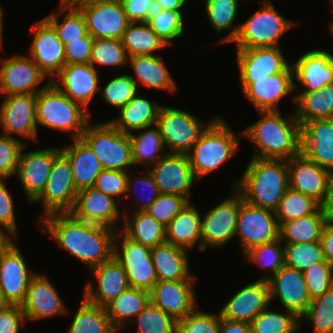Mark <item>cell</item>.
Listing matches in <instances>:
<instances>
[{
	"label": "cell",
	"mask_w": 333,
	"mask_h": 333,
	"mask_svg": "<svg viewBox=\"0 0 333 333\" xmlns=\"http://www.w3.org/2000/svg\"><path fill=\"white\" fill-rule=\"evenodd\" d=\"M201 220L198 209L188 202L166 227V242L187 251L200 242L202 251Z\"/></svg>",
	"instance_id": "836d02e7"
},
{
	"label": "cell",
	"mask_w": 333,
	"mask_h": 333,
	"mask_svg": "<svg viewBox=\"0 0 333 333\" xmlns=\"http://www.w3.org/2000/svg\"><path fill=\"white\" fill-rule=\"evenodd\" d=\"M279 230L274 211L248 204L241 196L235 236L241 239L243 253L256 245L279 239Z\"/></svg>",
	"instance_id": "8fae6325"
},
{
	"label": "cell",
	"mask_w": 333,
	"mask_h": 333,
	"mask_svg": "<svg viewBox=\"0 0 333 333\" xmlns=\"http://www.w3.org/2000/svg\"><path fill=\"white\" fill-rule=\"evenodd\" d=\"M31 32L34 33V38L29 56L46 77L55 78L66 64L65 46L45 18L34 23Z\"/></svg>",
	"instance_id": "ac0fdd59"
},
{
	"label": "cell",
	"mask_w": 333,
	"mask_h": 333,
	"mask_svg": "<svg viewBox=\"0 0 333 333\" xmlns=\"http://www.w3.org/2000/svg\"><path fill=\"white\" fill-rule=\"evenodd\" d=\"M328 222L326 214L319 207L313 214L284 222L280 225L279 239L284 244L320 241L322 230Z\"/></svg>",
	"instance_id": "f35d334b"
},
{
	"label": "cell",
	"mask_w": 333,
	"mask_h": 333,
	"mask_svg": "<svg viewBox=\"0 0 333 333\" xmlns=\"http://www.w3.org/2000/svg\"><path fill=\"white\" fill-rule=\"evenodd\" d=\"M295 117L302 126L305 122L316 119L333 118V83L320 90L300 92L293 97Z\"/></svg>",
	"instance_id": "8d00e7d4"
},
{
	"label": "cell",
	"mask_w": 333,
	"mask_h": 333,
	"mask_svg": "<svg viewBox=\"0 0 333 333\" xmlns=\"http://www.w3.org/2000/svg\"><path fill=\"white\" fill-rule=\"evenodd\" d=\"M294 69L290 64L283 72L262 79H240L245 96L259 112L279 111L280 99L297 89L294 83Z\"/></svg>",
	"instance_id": "9a60e30c"
},
{
	"label": "cell",
	"mask_w": 333,
	"mask_h": 333,
	"mask_svg": "<svg viewBox=\"0 0 333 333\" xmlns=\"http://www.w3.org/2000/svg\"><path fill=\"white\" fill-rule=\"evenodd\" d=\"M187 0H154L156 9L181 11Z\"/></svg>",
	"instance_id": "8c879c8a"
},
{
	"label": "cell",
	"mask_w": 333,
	"mask_h": 333,
	"mask_svg": "<svg viewBox=\"0 0 333 333\" xmlns=\"http://www.w3.org/2000/svg\"><path fill=\"white\" fill-rule=\"evenodd\" d=\"M262 279L268 281L270 302L278 297L283 308L299 318L306 312L311 299L303 272L284 265L275 274H266Z\"/></svg>",
	"instance_id": "2e32d148"
},
{
	"label": "cell",
	"mask_w": 333,
	"mask_h": 333,
	"mask_svg": "<svg viewBox=\"0 0 333 333\" xmlns=\"http://www.w3.org/2000/svg\"><path fill=\"white\" fill-rule=\"evenodd\" d=\"M329 26H330V27H329V28H330V31H332V34H333V22H332L331 24L329 23ZM332 58H333V55H332Z\"/></svg>",
	"instance_id": "b9fcfbb0"
},
{
	"label": "cell",
	"mask_w": 333,
	"mask_h": 333,
	"mask_svg": "<svg viewBox=\"0 0 333 333\" xmlns=\"http://www.w3.org/2000/svg\"><path fill=\"white\" fill-rule=\"evenodd\" d=\"M188 202L189 201L182 196L160 194L146 212L160 224L167 227Z\"/></svg>",
	"instance_id": "680465c9"
},
{
	"label": "cell",
	"mask_w": 333,
	"mask_h": 333,
	"mask_svg": "<svg viewBox=\"0 0 333 333\" xmlns=\"http://www.w3.org/2000/svg\"><path fill=\"white\" fill-rule=\"evenodd\" d=\"M303 274L311 300L324 294L333 285V266L327 261L314 263Z\"/></svg>",
	"instance_id": "6f0895ef"
},
{
	"label": "cell",
	"mask_w": 333,
	"mask_h": 333,
	"mask_svg": "<svg viewBox=\"0 0 333 333\" xmlns=\"http://www.w3.org/2000/svg\"><path fill=\"white\" fill-rule=\"evenodd\" d=\"M91 270L98 281V289H95L92 283L88 282L85 287L84 298L94 305L105 308L129 287L126 272L114 256L110 260L91 268Z\"/></svg>",
	"instance_id": "f1b7e54d"
},
{
	"label": "cell",
	"mask_w": 333,
	"mask_h": 333,
	"mask_svg": "<svg viewBox=\"0 0 333 333\" xmlns=\"http://www.w3.org/2000/svg\"><path fill=\"white\" fill-rule=\"evenodd\" d=\"M4 60V61H3ZM0 58V95L37 94L36 89L47 78L30 56Z\"/></svg>",
	"instance_id": "e0dca14e"
},
{
	"label": "cell",
	"mask_w": 333,
	"mask_h": 333,
	"mask_svg": "<svg viewBox=\"0 0 333 333\" xmlns=\"http://www.w3.org/2000/svg\"><path fill=\"white\" fill-rule=\"evenodd\" d=\"M63 13L64 20L60 23ZM45 19L53 26L64 46L67 45V41L79 40L88 33L83 14L72 3H61L59 10L46 16Z\"/></svg>",
	"instance_id": "ee69618b"
},
{
	"label": "cell",
	"mask_w": 333,
	"mask_h": 333,
	"mask_svg": "<svg viewBox=\"0 0 333 333\" xmlns=\"http://www.w3.org/2000/svg\"><path fill=\"white\" fill-rule=\"evenodd\" d=\"M220 320L219 312L212 314L195 309L177 321V333H220Z\"/></svg>",
	"instance_id": "9f6ffc18"
},
{
	"label": "cell",
	"mask_w": 333,
	"mask_h": 333,
	"mask_svg": "<svg viewBox=\"0 0 333 333\" xmlns=\"http://www.w3.org/2000/svg\"><path fill=\"white\" fill-rule=\"evenodd\" d=\"M148 170L161 194L182 196L191 202V187L198 179L187 154L167 153Z\"/></svg>",
	"instance_id": "5bb4252c"
},
{
	"label": "cell",
	"mask_w": 333,
	"mask_h": 333,
	"mask_svg": "<svg viewBox=\"0 0 333 333\" xmlns=\"http://www.w3.org/2000/svg\"><path fill=\"white\" fill-rule=\"evenodd\" d=\"M302 319L311 321L313 333H333V285L324 294L311 300L300 322Z\"/></svg>",
	"instance_id": "7dc6e473"
},
{
	"label": "cell",
	"mask_w": 333,
	"mask_h": 333,
	"mask_svg": "<svg viewBox=\"0 0 333 333\" xmlns=\"http://www.w3.org/2000/svg\"><path fill=\"white\" fill-rule=\"evenodd\" d=\"M270 304L269 284L265 279L244 286L221 308L223 319L251 323Z\"/></svg>",
	"instance_id": "cb8c5ba5"
},
{
	"label": "cell",
	"mask_w": 333,
	"mask_h": 333,
	"mask_svg": "<svg viewBox=\"0 0 333 333\" xmlns=\"http://www.w3.org/2000/svg\"><path fill=\"white\" fill-rule=\"evenodd\" d=\"M289 188L311 196L320 205L327 191L330 171L310 161L302 153L287 160Z\"/></svg>",
	"instance_id": "4316f807"
},
{
	"label": "cell",
	"mask_w": 333,
	"mask_h": 333,
	"mask_svg": "<svg viewBox=\"0 0 333 333\" xmlns=\"http://www.w3.org/2000/svg\"><path fill=\"white\" fill-rule=\"evenodd\" d=\"M130 23H147L155 9L154 0H121Z\"/></svg>",
	"instance_id": "03108f58"
},
{
	"label": "cell",
	"mask_w": 333,
	"mask_h": 333,
	"mask_svg": "<svg viewBox=\"0 0 333 333\" xmlns=\"http://www.w3.org/2000/svg\"><path fill=\"white\" fill-rule=\"evenodd\" d=\"M329 221H333V171H330L327 191L324 201L320 205Z\"/></svg>",
	"instance_id": "89a4df30"
},
{
	"label": "cell",
	"mask_w": 333,
	"mask_h": 333,
	"mask_svg": "<svg viewBox=\"0 0 333 333\" xmlns=\"http://www.w3.org/2000/svg\"><path fill=\"white\" fill-rule=\"evenodd\" d=\"M161 104L152 103L137 94L119 110V117L109 122L122 133L130 134L145 127L157 124Z\"/></svg>",
	"instance_id": "e575fe53"
},
{
	"label": "cell",
	"mask_w": 333,
	"mask_h": 333,
	"mask_svg": "<svg viewBox=\"0 0 333 333\" xmlns=\"http://www.w3.org/2000/svg\"><path fill=\"white\" fill-rule=\"evenodd\" d=\"M234 188L248 204L275 212L289 188L287 160L250 159Z\"/></svg>",
	"instance_id": "3957f363"
},
{
	"label": "cell",
	"mask_w": 333,
	"mask_h": 333,
	"mask_svg": "<svg viewBox=\"0 0 333 333\" xmlns=\"http://www.w3.org/2000/svg\"><path fill=\"white\" fill-rule=\"evenodd\" d=\"M42 231L91 268L110 260L118 230L76 219L70 212L51 213L41 218Z\"/></svg>",
	"instance_id": "6da1fadb"
},
{
	"label": "cell",
	"mask_w": 333,
	"mask_h": 333,
	"mask_svg": "<svg viewBox=\"0 0 333 333\" xmlns=\"http://www.w3.org/2000/svg\"><path fill=\"white\" fill-rule=\"evenodd\" d=\"M3 9L1 8V5H0V48H2V46H3V35H2V32H3V21H2V19H3V11H2Z\"/></svg>",
	"instance_id": "11e5206c"
},
{
	"label": "cell",
	"mask_w": 333,
	"mask_h": 333,
	"mask_svg": "<svg viewBox=\"0 0 333 333\" xmlns=\"http://www.w3.org/2000/svg\"><path fill=\"white\" fill-rule=\"evenodd\" d=\"M282 241L277 239L268 244L256 245L246 251L245 262H255V264L261 267L267 268V272L271 275L275 274L282 266L285 265L284 259V245ZM281 245V246H280Z\"/></svg>",
	"instance_id": "f5cc1de1"
},
{
	"label": "cell",
	"mask_w": 333,
	"mask_h": 333,
	"mask_svg": "<svg viewBox=\"0 0 333 333\" xmlns=\"http://www.w3.org/2000/svg\"><path fill=\"white\" fill-rule=\"evenodd\" d=\"M77 190L73 182L72 166L61 152L55 159L42 194L34 201L43 202L44 216L70 212L76 201Z\"/></svg>",
	"instance_id": "7c38bea8"
},
{
	"label": "cell",
	"mask_w": 333,
	"mask_h": 333,
	"mask_svg": "<svg viewBox=\"0 0 333 333\" xmlns=\"http://www.w3.org/2000/svg\"><path fill=\"white\" fill-rule=\"evenodd\" d=\"M81 138L96 154L103 170L127 171L133 164L129 134L122 133L109 121L91 125L89 122Z\"/></svg>",
	"instance_id": "52a82bcc"
},
{
	"label": "cell",
	"mask_w": 333,
	"mask_h": 333,
	"mask_svg": "<svg viewBox=\"0 0 333 333\" xmlns=\"http://www.w3.org/2000/svg\"><path fill=\"white\" fill-rule=\"evenodd\" d=\"M70 213L79 220L118 230L115 224L123 220L114 198L95 187L77 192L75 205ZM122 218V219H121Z\"/></svg>",
	"instance_id": "44dd1931"
},
{
	"label": "cell",
	"mask_w": 333,
	"mask_h": 333,
	"mask_svg": "<svg viewBox=\"0 0 333 333\" xmlns=\"http://www.w3.org/2000/svg\"><path fill=\"white\" fill-rule=\"evenodd\" d=\"M188 251L164 242L151 249L157 281L196 280L189 270Z\"/></svg>",
	"instance_id": "d6a6232c"
},
{
	"label": "cell",
	"mask_w": 333,
	"mask_h": 333,
	"mask_svg": "<svg viewBox=\"0 0 333 333\" xmlns=\"http://www.w3.org/2000/svg\"><path fill=\"white\" fill-rule=\"evenodd\" d=\"M25 144L13 136L0 135V179L16 174L19 156Z\"/></svg>",
	"instance_id": "91938a15"
},
{
	"label": "cell",
	"mask_w": 333,
	"mask_h": 333,
	"mask_svg": "<svg viewBox=\"0 0 333 333\" xmlns=\"http://www.w3.org/2000/svg\"><path fill=\"white\" fill-rule=\"evenodd\" d=\"M155 129L145 127L140 129L141 132L134 135L130 133L129 137L132 145V161L134 165H138L141 162L143 166L151 168L158 160H160L166 153L162 154L164 150V142L160 129L157 125Z\"/></svg>",
	"instance_id": "60d3db41"
},
{
	"label": "cell",
	"mask_w": 333,
	"mask_h": 333,
	"mask_svg": "<svg viewBox=\"0 0 333 333\" xmlns=\"http://www.w3.org/2000/svg\"><path fill=\"white\" fill-rule=\"evenodd\" d=\"M94 38L87 33L75 41H67L65 46L66 64H89Z\"/></svg>",
	"instance_id": "6125c7cd"
},
{
	"label": "cell",
	"mask_w": 333,
	"mask_h": 333,
	"mask_svg": "<svg viewBox=\"0 0 333 333\" xmlns=\"http://www.w3.org/2000/svg\"><path fill=\"white\" fill-rule=\"evenodd\" d=\"M128 54L119 39H94L90 57V64L103 66H125L128 63Z\"/></svg>",
	"instance_id": "f907efd6"
},
{
	"label": "cell",
	"mask_w": 333,
	"mask_h": 333,
	"mask_svg": "<svg viewBox=\"0 0 333 333\" xmlns=\"http://www.w3.org/2000/svg\"><path fill=\"white\" fill-rule=\"evenodd\" d=\"M137 86L130 75L120 74L106 84L100 96L107 104L121 109L138 93Z\"/></svg>",
	"instance_id": "db71d44e"
},
{
	"label": "cell",
	"mask_w": 333,
	"mask_h": 333,
	"mask_svg": "<svg viewBox=\"0 0 333 333\" xmlns=\"http://www.w3.org/2000/svg\"><path fill=\"white\" fill-rule=\"evenodd\" d=\"M238 142L239 137L225 120L215 117L187 153L196 178L201 179L236 155Z\"/></svg>",
	"instance_id": "8992f818"
},
{
	"label": "cell",
	"mask_w": 333,
	"mask_h": 333,
	"mask_svg": "<svg viewBox=\"0 0 333 333\" xmlns=\"http://www.w3.org/2000/svg\"><path fill=\"white\" fill-rule=\"evenodd\" d=\"M298 25L278 13L270 0H263L258 11L243 24L231 29L219 43L234 42L237 49L276 47L281 36Z\"/></svg>",
	"instance_id": "5b68a950"
},
{
	"label": "cell",
	"mask_w": 333,
	"mask_h": 333,
	"mask_svg": "<svg viewBox=\"0 0 333 333\" xmlns=\"http://www.w3.org/2000/svg\"><path fill=\"white\" fill-rule=\"evenodd\" d=\"M196 280L158 281L150 291V301L176 321L197 308Z\"/></svg>",
	"instance_id": "603a6c76"
},
{
	"label": "cell",
	"mask_w": 333,
	"mask_h": 333,
	"mask_svg": "<svg viewBox=\"0 0 333 333\" xmlns=\"http://www.w3.org/2000/svg\"><path fill=\"white\" fill-rule=\"evenodd\" d=\"M124 213L122 233L128 238L151 249L166 242V227L146 211H134L131 220L128 212Z\"/></svg>",
	"instance_id": "74e56055"
},
{
	"label": "cell",
	"mask_w": 333,
	"mask_h": 333,
	"mask_svg": "<svg viewBox=\"0 0 333 333\" xmlns=\"http://www.w3.org/2000/svg\"><path fill=\"white\" fill-rule=\"evenodd\" d=\"M121 42L128 57L154 55L153 52L167 46L147 23H130L123 33Z\"/></svg>",
	"instance_id": "b9f144b4"
},
{
	"label": "cell",
	"mask_w": 333,
	"mask_h": 333,
	"mask_svg": "<svg viewBox=\"0 0 333 333\" xmlns=\"http://www.w3.org/2000/svg\"><path fill=\"white\" fill-rule=\"evenodd\" d=\"M128 63L132 65L137 76V79L131 76L136 85L140 82V84L142 83L150 88L163 89L171 93L175 92L177 88L176 82L173 80L161 56H131L128 58Z\"/></svg>",
	"instance_id": "d590c367"
},
{
	"label": "cell",
	"mask_w": 333,
	"mask_h": 333,
	"mask_svg": "<svg viewBox=\"0 0 333 333\" xmlns=\"http://www.w3.org/2000/svg\"><path fill=\"white\" fill-rule=\"evenodd\" d=\"M251 328L249 323L230 321L221 318L220 320V333H242L247 332Z\"/></svg>",
	"instance_id": "2644e50d"
},
{
	"label": "cell",
	"mask_w": 333,
	"mask_h": 333,
	"mask_svg": "<svg viewBox=\"0 0 333 333\" xmlns=\"http://www.w3.org/2000/svg\"><path fill=\"white\" fill-rule=\"evenodd\" d=\"M19 248L12 243L0 256V290L10 305H22L35 272H28Z\"/></svg>",
	"instance_id": "7402d4cb"
},
{
	"label": "cell",
	"mask_w": 333,
	"mask_h": 333,
	"mask_svg": "<svg viewBox=\"0 0 333 333\" xmlns=\"http://www.w3.org/2000/svg\"><path fill=\"white\" fill-rule=\"evenodd\" d=\"M61 152L71 163L76 190L94 187L103 168L90 146L82 138H76L72 144L62 147Z\"/></svg>",
	"instance_id": "1f68e13d"
},
{
	"label": "cell",
	"mask_w": 333,
	"mask_h": 333,
	"mask_svg": "<svg viewBox=\"0 0 333 333\" xmlns=\"http://www.w3.org/2000/svg\"><path fill=\"white\" fill-rule=\"evenodd\" d=\"M235 193H234V192ZM228 197L211 208L201 220L202 251L207 247H220L235 237L241 194L233 187Z\"/></svg>",
	"instance_id": "4fadbf2b"
},
{
	"label": "cell",
	"mask_w": 333,
	"mask_h": 333,
	"mask_svg": "<svg viewBox=\"0 0 333 333\" xmlns=\"http://www.w3.org/2000/svg\"><path fill=\"white\" fill-rule=\"evenodd\" d=\"M238 6V0H205L207 18L214 30H230L235 22Z\"/></svg>",
	"instance_id": "11a10c76"
},
{
	"label": "cell",
	"mask_w": 333,
	"mask_h": 333,
	"mask_svg": "<svg viewBox=\"0 0 333 333\" xmlns=\"http://www.w3.org/2000/svg\"><path fill=\"white\" fill-rule=\"evenodd\" d=\"M301 153L310 161L333 171V118L316 119L301 126Z\"/></svg>",
	"instance_id": "484cf974"
},
{
	"label": "cell",
	"mask_w": 333,
	"mask_h": 333,
	"mask_svg": "<svg viewBox=\"0 0 333 333\" xmlns=\"http://www.w3.org/2000/svg\"><path fill=\"white\" fill-rule=\"evenodd\" d=\"M10 306L9 302L5 299L2 291L0 290V310L6 309Z\"/></svg>",
	"instance_id": "34e18365"
},
{
	"label": "cell",
	"mask_w": 333,
	"mask_h": 333,
	"mask_svg": "<svg viewBox=\"0 0 333 333\" xmlns=\"http://www.w3.org/2000/svg\"><path fill=\"white\" fill-rule=\"evenodd\" d=\"M294 78L304 87L302 92L320 90L333 83L332 54L324 50H310L292 64Z\"/></svg>",
	"instance_id": "4dcf8cb0"
},
{
	"label": "cell",
	"mask_w": 333,
	"mask_h": 333,
	"mask_svg": "<svg viewBox=\"0 0 333 333\" xmlns=\"http://www.w3.org/2000/svg\"><path fill=\"white\" fill-rule=\"evenodd\" d=\"M214 120L205 124L190 112L162 105L156 125L164 145L169 147L167 153L187 154Z\"/></svg>",
	"instance_id": "ba28073f"
},
{
	"label": "cell",
	"mask_w": 333,
	"mask_h": 333,
	"mask_svg": "<svg viewBox=\"0 0 333 333\" xmlns=\"http://www.w3.org/2000/svg\"><path fill=\"white\" fill-rule=\"evenodd\" d=\"M270 311L268 307L250 323L254 333H296L300 330V318L293 312Z\"/></svg>",
	"instance_id": "f6af8a7d"
},
{
	"label": "cell",
	"mask_w": 333,
	"mask_h": 333,
	"mask_svg": "<svg viewBox=\"0 0 333 333\" xmlns=\"http://www.w3.org/2000/svg\"><path fill=\"white\" fill-rule=\"evenodd\" d=\"M1 227V226H0ZM0 228V256L10 247V245L13 243L11 238H14V235L12 234H5V229ZM11 236V238H10ZM13 236V237H12Z\"/></svg>",
	"instance_id": "753ad0ef"
},
{
	"label": "cell",
	"mask_w": 333,
	"mask_h": 333,
	"mask_svg": "<svg viewBox=\"0 0 333 333\" xmlns=\"http://www.w3.org/2000/svg\"><path fill=\"white\" fill-rule=\"evenodd\" d=\"M77 0H61V3L62 4H65V3H74V2H76Z\"/></svg>",
	"instance_id": "2a66077c"
},
{
	"label": "cell",
	"mask_w": 333,
	"mask_h": 333,
	"mask_svg": "<svg viewBox=\"0 0 333 333\" xmlns=\"http://www.w3.org/2000/svg\"><path fill=\"white\" fill-rule=\"evenodd\" d=\"M106 308L83 298L67 333H115Z\"/></svg>",
	"instance_id": "7bdbcfd3"
},
{
	"label": "cell",
	"mask_w": 333,
	"mask_h": 333,
	"mask_svg": "<svg viewBox=\"0 0 333 333\" xmlns=\"http://www.w3.org/2000/svg\"><path fill=\"white\" fill-rule=\"evenodd\" d=\"M122 243H118L119 239ZM113 256L123 266L129 287L150 292L158 282L151 257V248L116 232Z\"/></svg>",
	"instance_id": "30bf717a"
},
{
	"label": "cell",
	"mask_w": 333,
	"mask_h": 333,
	"mask_svg": "<svg viewBox=\"0 0 333 333\" xmlns=\"http://www.w3.org/2000/svg\"><path fill=\"white\" fill-rule=\"evenodd\" d=\"M0 107V125L5 136L13 133L37 140L36 94L10 95Z\"/></svg>",
	"instance_id": "ffe728a7"
},
{
	"label": "cell",
	"mask_w": 333,
	"mask_h": 333,
	"mask_svg": "<svg viewBox=\"0 0 333 333\" xmlns=\"http://www.w3.org/2000/svg\"><path fill=\"white\" fill-rule=\"evenodd\" d=\"M242 333H254V331L250 328L247 332H242Z\"/></svg>",
	"instance_id": "09005b40"
},
{
	"label": "cell",
	"mask_w": 333,
	"mask_h": 333,
	"mask_svg": "<svg viewBox=\"0 0 333 333\" xmlns=\"http://www.w3.org/2000/svg\"><path fill=\"white\" fill-rule=\"evenodd\" d=\"M285 266L301 272L317 262L326 261L320 241L284 244Z\"/></svg>",
	"instance_id": "681fc988"
},
{
	"label": "cell",
	"mask_w": 333,
	"mask_h": 333,
	"mask_svg": "<svg viewBox=\"0 0 333 333\" xmlns=\"http://www.w3.org/2000/svg\"><path fill=\"white\" fill-rule=\"evenodd\" d=\"M240 79H262L283 72L288 61L280 46L237 49Z\"/></svg>",
	"instance_id": "f546056e"
},
{
	"label": "cell",
	"mask_w": 333,
	"mask_h": 333,
	"mask_svg": "<svg viewBox=\"0 0 333 333\" xmlns=\"http://www.w3.org/2000/svg\"><path fill=\"white\" fill-rule=\"evenodd\" d=\"M26 321L20 305H10L0 310V333H19V326Z\"/></svg>",
	"instance_id": "003e7915"
},
{
	"label": "cell",
	"mask_w": 333,
	"mask_h": 333,
	"mask_svg": "<svg viewBox=\"0 0 333 333\" xmlns=\"http://www.w3.org/2000/svg\"><path fill=\"white\" fill-rule=\"evenodd\" d=\"M135 319L138 322L137 333H177V321L151 301Z\"/></svg>",
	"instance_id": "816d5d0a"
},
{
	"label": "cell",
	"mask_w": 333,
	"mask_h": 333,
	"mask_svg": "<svg viewBox=\"0 0 333 333\" xmlns=\"http://www.w3.org/2000/svg\"><path fill=\"white\" fill-rule=\"evenodd\" d=\"M261 119L240 133L254 144L252 158L290 160L301 153V126L293 115L279 111L259 112Z\"/></svg>",
	"instance_id": "7a4b0ae2"
},
{
	"label": "cell",
	"mask_w": 333,
	"mask_h": 333,
	"mask_svg": "<svg viewBox=\"0 0 333 333\" xmlns=\"http://www.w3.org/2000/svg\"><path fill=\"white\" fill-rule=\"evenodd\" d=\"M128 173L119 170H103L97 177L94 187L114 198L126 195Z\"/></svg>",
	"instance_id": "94428289"
},
{
	"label": "cell",
	"mask_w": 333,
	"mask_h": 333,
	"mask_svg": "<svg viewBox=\"0 0 333 333\" xmlns=\"http://www.w3.org/2000/svg\"><path fill=\"white\" fill-rule=\"evenodd\" d=\"M150 302V292L128 287L122 291L105 308L112 326L120 330L127 323L130 317H136Z\"/></svg>",
	"instance_id": "ab89813d"
},
{
	"label": "cell",
	"mask_w": 333,
	"mask_h": 333,
	"mask_svg": "<svg viewBox=\"0 0 333 333\" xmlns=\"http://www.w3.org/2000/svg\"><path fill=\"white\" fill-rule=\"evenodd\" d=\"M73 4L83 14L87 32L94 39L121 40L130 24L121 0H77Z\"/></svg>",
	"instance_id": "9c48e42d"
},
{
	"label": "cell",
	"mask_w": 333,
	"mask_h": 333,
	"mask_svg": "<svg viewBox=\"0 0 333 333\" xmlns=\"http://www.w3.org/2000/svg\"><path fill=\"white\" fill-rule=\"evenodd\" d=\"M56 76L59 80L56 78L49 80L67 97L80 103L85 109L100 88L97 69L90 63L65 64Z\"/></svg>",
	"instance_id": "d4e9b609"
},
{
	"label": "cell",
	"mask_w": 333,
	"mask_h": 333,
	"mask_svg": "<svg viewBox=\"0 0 333 333\" xmlns=\"http://www.w3.org/2000/svg\"><path fill=\"white\" fill-rule=\"evenodd\" d=\"M5 182L0 179V226L8 231L9 234L18 238L17 223L14 213L13 198L5 187Z\"/></svg>",
	"instance_id": "be15d7a7"
},
{
	"label": "cell",
	"mask_w": 333,
	"mask_h": 333,
	"mask_svg": "<svg viewBox=\"0 0 333 333\" xmlns=\"http://www.w3.org/2000/svg\"><path fill=\"white\" fill-rule=\"evenodd\" d=\"M148 173L146 174V176L142 177V178H137V179H133L130 178L128 176V181H127V190H126V195L127 197L131 198V195L134 196V189L132 190V187L134 188L136 184V186L140 185L143 187V190L147 189L151 192V196L149 198H147V201H140L141 206L137 207L139 209L135 210L136 211H146L150 205L158 198V196L161 194L158 188V185L156 183V181L154 180L153 176L151 175L150 171H147ZM133 191V192H132ZM130 195V196H129ZM138 195V194H137ZM140 195V194H139ZM137 197V198H136ZM139 196H135L136 200L139 201L138 199ZM144 199H146V197L144 196ZM141 200V199H140Z\"/></svg>",
	"instance_id": "e7e4bbea"
},
{
	"label": "cell",
	"mask_w": 333,
	"mask_h": 333,
	"mask_svg": "<svg viewBox=\"0 0 333 333\" xmlns=\"http://www.w3.org/2000/svg\"><path fill=\"white\" fill-rule=\"evenodd\" d=\"M320 204L311 196L288 188L275 211L279 226L284 222L313 214Z\"/></svg>",
	"instance_id": "bcb514c9"
},
{
	"label": "cell",
	"mask_w": 333,
	"mask_h": 333,
	"mask_svg": "<svg viewBox=\"0 0 333 333\" xmlns=\"http://www.w3.org/2000/svg\"><path fill=\"white\" fill-rule=\"evenodd\" d=\"M320 243L324 253L325 260L333 266V221H329L325 224Z\"/></svg>",
	"instance_id": "a7ac6f4b"
},
{
	"label": "cell",
	"mask_w": 333,
	"mask_h": 333,
	"mask_svg": "<svg viewBox=\"0 0 333 333\" xmlns=\"http://www.w3.org/2000/svg\"><path fill=\"white\" fill-rule=\"evenodd\" d=\"M72 101L51 81L36 94V122L50 129L71 132L72 139L81 138L90 113Z\"/></svg>",
	"instance_id": "277c9868"
},
{
	"label": "cell",
	"mask_w": 333,
	"mask_h": 333,
	"mask_svg": "<svg viewBox=\"0 0 333 333\" xmlns=\"http://www.w3.org/2000/svg\"><path fill=\"white\" fill-rule=\"evenodd\" d=\"M16 174L19 177L28 201L33 203L43 192L48 181L54 159L61 153L60 148H45L28 153L22 152Z\"/></svg>",
	"instance_id": "d6986e66"
},
{
	"label": "cell",
	"mask_w": 333,
	"mask_h": 333,
	"mask_svg": "<svg viewBox=\"0 0 333 333\" xmlns=\"http://www.w3.org/2000/svg\"><path fill=\"white\" fill-rule=\"evenodd\" d=\"M183 13L181 11L154 9L147 21L150 28L167 44L182 37L184 32Z\"/></svg>",
	"instance_id": "c3c4849f"
},
{
	"label": "cell",
	"mask_w": 333,
	"mask_h": 333,
	"mask_svg": "<svg viewBox=\"0 0 333 333\" xmlns=\"http://www.w3.org/2000/svg\"><path fill=\"white\" fill-rule=\"evenodd\" d=\"M44 275L36 274L30 281L21 305L26 320H41L56 314L67 313L66 304L56 288Z\"/></svg>",
	"instance_id": "83f0119b"
}]
</instances>
